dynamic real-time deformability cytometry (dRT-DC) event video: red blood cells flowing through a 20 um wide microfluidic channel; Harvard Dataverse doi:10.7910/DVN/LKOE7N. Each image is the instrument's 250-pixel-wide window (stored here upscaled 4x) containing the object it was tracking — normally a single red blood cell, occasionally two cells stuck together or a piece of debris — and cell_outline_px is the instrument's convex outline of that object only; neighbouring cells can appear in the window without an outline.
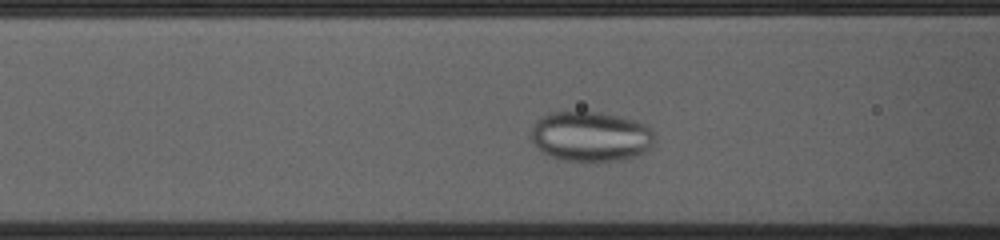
{"species": "common noctule bat (a hibernating species)", "species_latin": "Nyctalus noctula", "temperature_condition": "cold", "stored_images_in_passage": 42, "camera_frame_rate_fps": 3000, "um_per_image_px": 0.085, "animal": {"sex": "female", "body_mass_g": 23.0, "forearm_length_mm": 53.4}, "frame": {"image": 1, "passage_image": 13, "time_ms": 4.0, "image_size_px": [1000, 240], "cell_outline_px": [[656, 140], [644, 152], [636, 156], [624, 160], [596, 164], [584, 164], [560, 160], [540, 152], [528, 136], [536, 120], [548, 112], [600, 112], [620, 116], [636, 120], [644, 124], [652, 132]], "centroid_in_image_um": [50.16, 11.65], "position_along_channel_um": 116.4, "area_um2": 37.34}}
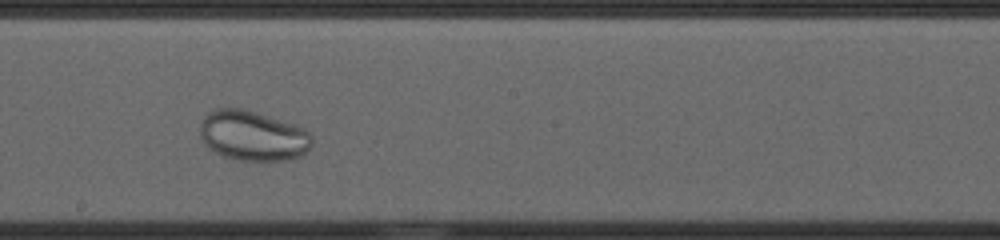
{"frame": {"image": 2, "passage_image": 22, "time_ms": 7.0, "image_size_px": [1000, 240], "cell_outline_px": [[312, 144], [300, 156], [288, 160], [240, 160], [224, 156], [216, 152], [204, 144], [200, 136], [200, 124], [204, 116], [208, 112], [216, 108], [240, 108], [296, 124], [304, 128], [312, 136]], "centroid_in_image_um": [21.48, 11.53], "position_along_channel_um": 226.7, "area_um2": 32.54}}
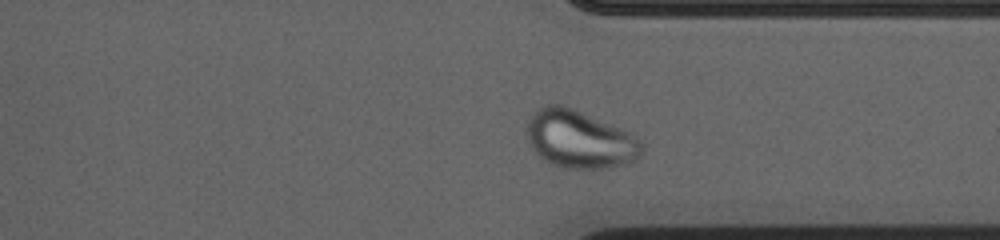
{"frame": {"image": 3, "passage_image": 33, "time_ms": 10.667, "image_size_px": [1000, 240], "cell_outline_px": [[644, 152], [640, 156], [632, 160], [620, 164], [604, 168], [564, 168], [552, 164], [544, 160], [532, 148], [528, 140], [528, 120], [532, 112], [548, 104], [560, 104], [572, 108], [632, 132], [640, 140], [644, 148]], "centroid_in_image_um": [49.28, 11.83], "position_along_channel_um": 362.1, "area_um2": 38.55}}